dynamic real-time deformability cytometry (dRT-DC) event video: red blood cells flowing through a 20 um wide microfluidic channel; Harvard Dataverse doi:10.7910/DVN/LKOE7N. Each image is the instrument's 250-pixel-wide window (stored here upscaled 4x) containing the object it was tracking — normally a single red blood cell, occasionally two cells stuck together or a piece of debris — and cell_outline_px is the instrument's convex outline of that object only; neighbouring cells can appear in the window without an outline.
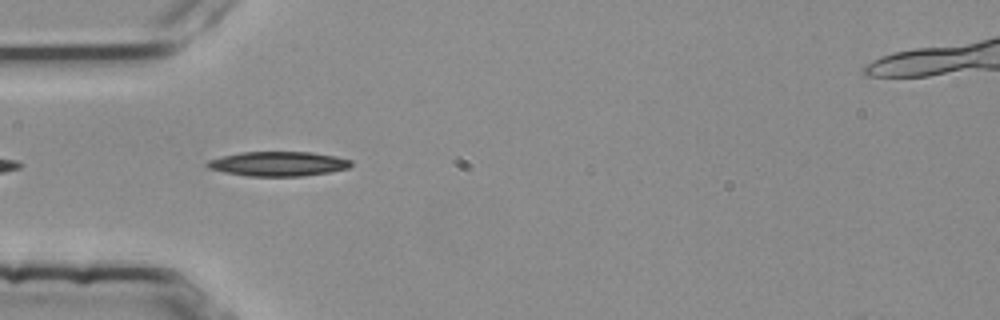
{"species": "common noctule bat (a hibernating species)", "species_latin": "Nyctalus noctula", "temperature_condition": "room temperature", "stored_images_in_passage": 3, "camera_frame_rate_fps": 3000, "um_per_image_px": 0.085, "animal": {"sex": "female", "body_mass_g": 25.1}, "frame": {"image": 1, "passage_image": 2, "time_ms": 0.333, "image_size_px": [1000, 320], "cell_outline_px": [[352, 164], [348, 168], [328, 172], [300, 176], [248, 176], [224, 172], [208, 168], [204, 164], [208, 160], [220, 156], [240, 152], [312, 152], [336, 156], [352, 160]], "centroid_in_image_um": [23.61, 13.91], "position_along_channel_um": 61.4, "area_um2": 20.63}}